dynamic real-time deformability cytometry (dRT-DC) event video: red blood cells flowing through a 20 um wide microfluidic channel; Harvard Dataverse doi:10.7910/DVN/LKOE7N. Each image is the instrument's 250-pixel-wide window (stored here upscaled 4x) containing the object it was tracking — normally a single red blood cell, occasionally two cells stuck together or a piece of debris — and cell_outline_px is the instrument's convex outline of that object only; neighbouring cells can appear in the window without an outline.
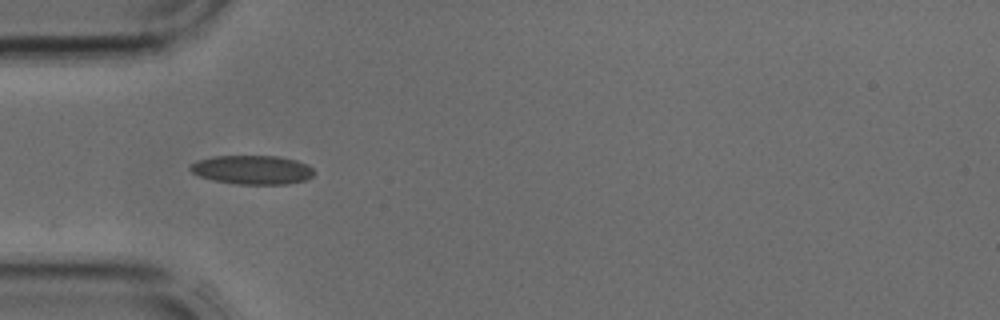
{"species": "common noctule bat (a hibernating species)", "species_latin": "Nyctalus noctula", "temperature_condition": "cold", "stored_images_in_passage": 1, "camera_frame_rate_fps": 3000, "um_per_image_px": 0.085, "animal": {"sex": "male", "body_mass_g": 17.9, "forearm_length_mm": 54.2}, "frame": {"image": 1, "passage_image": 1, "time_ms": 0.0, "image_size_px": [1000, 320], "cell_outline_px": [[316, 172], [312, 176], [304, 180], [284, 184], [236, 184], [216, 180], [200, 176], [192, 172], [188, 168], [192, 164], [200, 160], [212, 156], [280, 156], [296, 160], [308, 164]], "centroid_in_image_um": [21.48, 14.42], "position_along_channel_um": 63.5, "area_um2": 20.75}}